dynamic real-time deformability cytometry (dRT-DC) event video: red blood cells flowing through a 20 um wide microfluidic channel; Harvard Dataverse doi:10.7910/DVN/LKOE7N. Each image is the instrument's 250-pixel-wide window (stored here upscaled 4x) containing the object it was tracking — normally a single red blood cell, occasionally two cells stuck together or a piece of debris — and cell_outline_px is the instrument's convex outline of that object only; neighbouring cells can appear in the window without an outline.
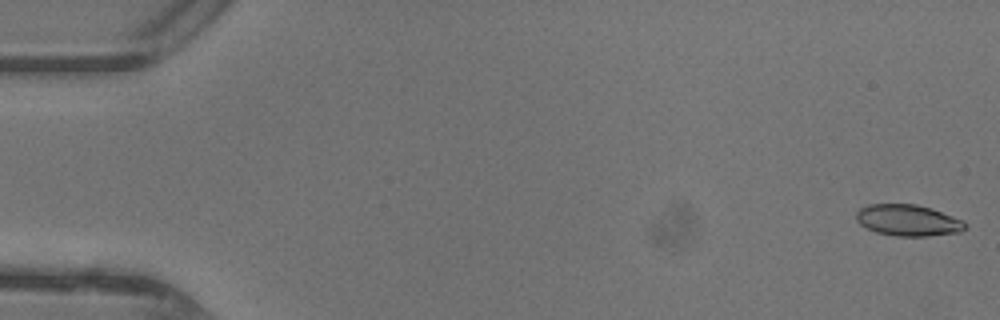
{"species": "common noctule bat (a hibernating species)", "species_latin": "Nyctalus noctula", "temperature_condition": "warm", "stored_images_in_passage": 47, "camera_frame_rate_fps": 3000, "um_per_image_px": 0.085, "animal": {"sex": "female"}, "frame": {"image": 1, "passage_image": 1, "time_ms": 0.0, "image_size_px": [1000, 320], "cell_outline_px": [[968, 228], [960, 232], [928, 236], [896, 236], [876, 232], [860, 224], [856, 220], [856, 212], [860, 208], [868, 204], [916, 204], [932, 208], [964, 220], [968, 224]], "centroid_in_image_um": [77.22, 18.72], "position_along_channel_um": 7.8, "area_um2": 20.11}}
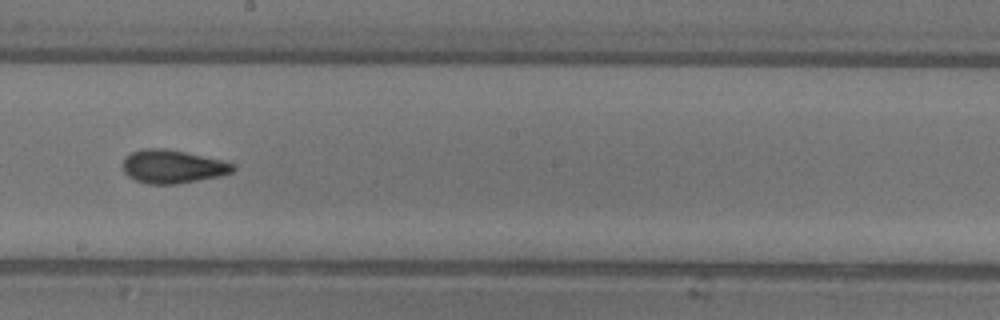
{"frame": {"image": 2, "passage_image": 27, "time_ms": 8.667, "image_size_px": [1000, 320], "cell_outline_px": [[236, 168], [232, 172], [220, 176], [176, 184], [148, 184], [136, 180], [128, 176], [124, 172], [124, 156], [132, 152], [144, 148], [164, 148], [224, 160], [236, 164]], "centroid_in_image_um": [14.7, 14.15], "position_along_channel_um": 233.5, "area_um2": 21.44}}
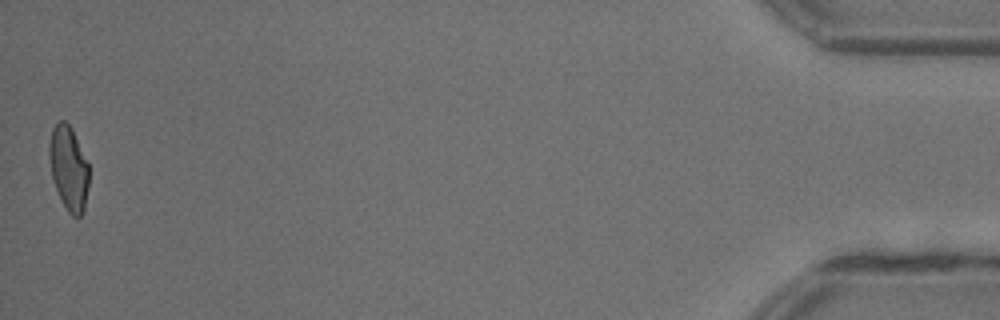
{"frame": {"image": 3, "passage_image": 47, "time_ms": 15.333, "image_size_px": [1000, 320], "cell_outline_px": [[88, 188], [84, 208], [80, 216], [72, 216], [68, 212], [56, 188], [52, 176], [48, 156], [48, 144], [52, 128], [60, 120], [64, 120], [72, 128], [88, 164]], "centroid_in_image_um": [5.82, 14.25], "position_along_channel_um": 429.4, "area_um2": 19.31}, "authors_computed_cell_mechanics": {"area_um2": 20.6924, "velocity_mm_per_s": 4.4136, "shape_relaxation_time_tau1_ms": null, "shape_relaxation_time_tau2_ms": 1.2947, "deformation_change_tau1": null, "deformation_change_tau2": 0.0738}}